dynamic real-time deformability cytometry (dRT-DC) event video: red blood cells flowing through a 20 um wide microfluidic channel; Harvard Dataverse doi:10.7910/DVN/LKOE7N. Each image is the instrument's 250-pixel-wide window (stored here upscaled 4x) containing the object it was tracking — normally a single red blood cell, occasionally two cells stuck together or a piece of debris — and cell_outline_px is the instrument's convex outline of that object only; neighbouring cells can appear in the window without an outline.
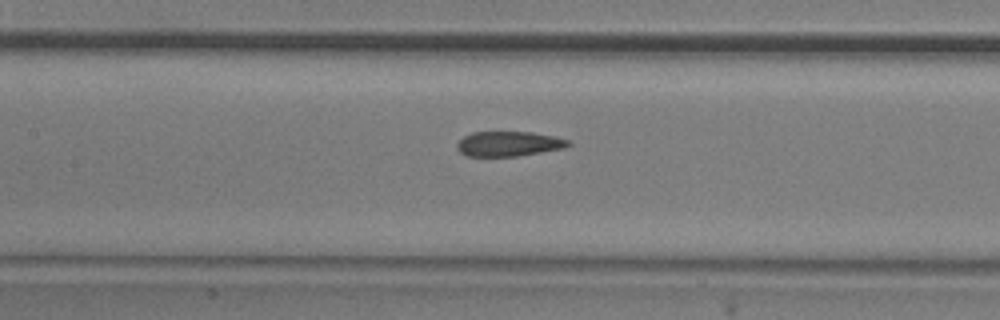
{"species": "common noctule bat (a hibernating species)", "species_latin": "Nyctalus noctula", "temperature_condition": "room temperature", "stored_images_in_passage": 8, "segment_of_instrument_passage": [2, 2], "camera_frame_rate_fps": 3000, "um_per_image_px": 0.085, "animal": {"sex": "male", "body_mass_g": 20.5, "forearm_length_mm": 52.5}, "frame": {"image": 1, "passage_image": 8, "time_ms": 2.333, "image_size_px": [1000, 320], "cell_outline_px": [[572, 144], [564, 148], [516, 156], [468, 156], [460, 152], [456, 148], [456, 144], [464, 136], [472, 132], [532, 132], [552, 136], [568, 140]], "centroid_in_image_um": [43.21, 12.22], "position_along_channel_um": 164.2, "area_um2": 16.01}}